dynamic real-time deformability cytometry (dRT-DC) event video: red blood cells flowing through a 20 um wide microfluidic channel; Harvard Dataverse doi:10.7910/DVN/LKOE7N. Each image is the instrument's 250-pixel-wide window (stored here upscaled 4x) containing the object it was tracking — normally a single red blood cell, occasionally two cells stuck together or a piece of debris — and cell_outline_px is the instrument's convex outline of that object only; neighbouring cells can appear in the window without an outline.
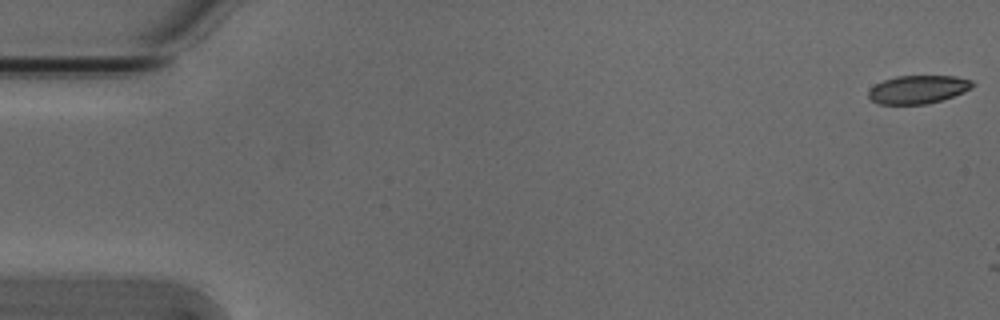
{"species": "Egyptian fruit bat (a non-hibernating species)", "species_latin": "Rousettus aegyptiacus", "temperature_condition": "cold", "stored_images_in_passage": 3, "camera_frame_rate_fps": 3000, "um_per_image_px": 0.085, "animal": {"sex": "male"}, "frame": {"image": 1, "passage_image": 1, "time_ms": 0.0, "image_size_px": [1000, 320], "cell_outline_px": [[976, 84], [972, 88], [964, 92], [928, 104], [880, 104], [872, 100], [868, 96], [868, 92], [876, 84], [884, 80], [896, 76], [956, 76], [972, 80]], "centroid_in_image_um": [78.07, 7.6], "position_along_channel_um": 6.9, "area_um2": 17.05}}